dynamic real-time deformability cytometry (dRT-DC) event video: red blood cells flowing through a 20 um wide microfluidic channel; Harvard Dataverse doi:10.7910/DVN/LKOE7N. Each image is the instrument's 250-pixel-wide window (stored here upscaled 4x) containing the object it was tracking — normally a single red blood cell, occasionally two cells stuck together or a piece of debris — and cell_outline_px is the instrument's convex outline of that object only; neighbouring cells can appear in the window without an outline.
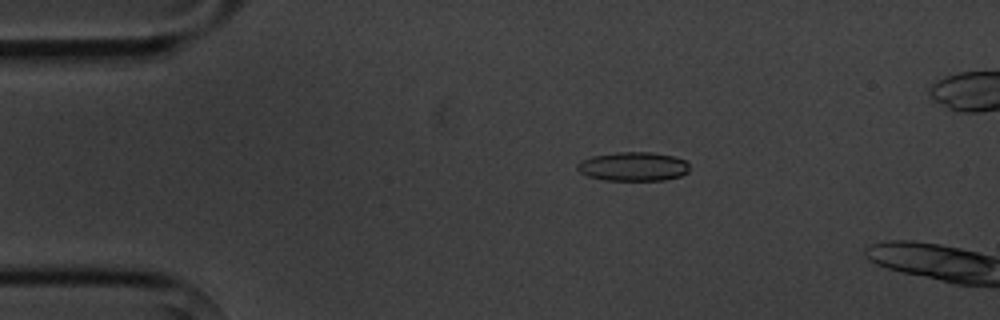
{"species": "common noctule bat (a hibernating species)", "species_latin": "Nyctalus noctula", "temperature_condition": "cold", "stored_images_in_passage": 4, "camera_frame_rate_fps": 3000, "um_per_image_px": 0.085, "animal": {"sex": "male", "body_mass_g": 20.1, "forearm_length_mm": 53.5}, "frame": {"image": 1, "passage_image": 3, "time_ms": 3.333, "image_size_px": [1000, 320], "cell_outline_px": [[688, 172], [680, 176], [664, 180], [604, 180], [588, 176], [580, 172], [576, 168], [576, 164], [580, 160], [592, 156], [616, 152], [652, 152], [672, 156], [684, 160], [688, 164]], "centroid_in_image_um": [53.79, 14.15], "position_along_channel_um": 31.2, "area_um2": 18.96}}